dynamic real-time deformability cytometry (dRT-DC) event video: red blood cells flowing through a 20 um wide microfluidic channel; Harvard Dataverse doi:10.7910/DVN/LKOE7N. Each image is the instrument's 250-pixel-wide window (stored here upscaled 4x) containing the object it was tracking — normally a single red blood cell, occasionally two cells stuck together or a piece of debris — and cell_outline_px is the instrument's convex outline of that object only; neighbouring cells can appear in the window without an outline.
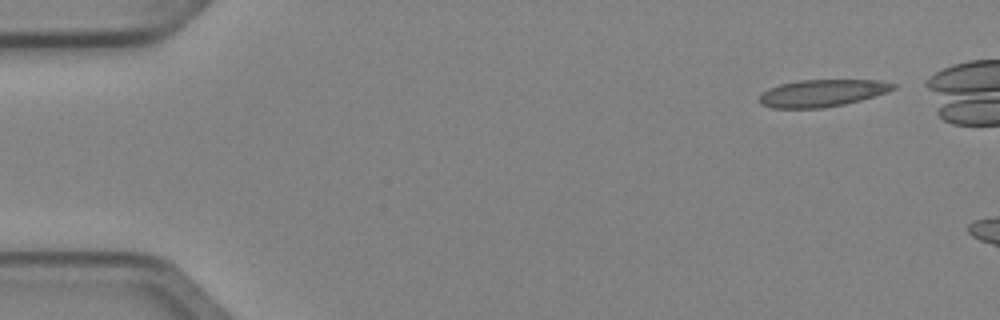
{"species": "Egyptian fruit bat (a non-hibernating species)", "species_latin": "Rousettus aegyptiacus", "temperature_condition": "cold", "stored_images_in_passage": 4, "camera_frame_rate_fps": 3000, "um_per_image_px": 0.085, "animal": {"sex": "female"}, "frame": {"image": 1, "passage_image": 1, "time_ms": 0.0, "image_size_px": [1000, 320], "cell_outline_px": [[896, 88], [888, 92], [860, 100], [844, 104], [824, 108], [772, 108], [760, 104], [760, 96], [768, 88], [780, 84], [800, 80], [880, 80], [896, 84]], "centroid_in_image_um": [69.9, 7.91], "position_along_channel_um": 15.1, "area_um2": 21.15}}